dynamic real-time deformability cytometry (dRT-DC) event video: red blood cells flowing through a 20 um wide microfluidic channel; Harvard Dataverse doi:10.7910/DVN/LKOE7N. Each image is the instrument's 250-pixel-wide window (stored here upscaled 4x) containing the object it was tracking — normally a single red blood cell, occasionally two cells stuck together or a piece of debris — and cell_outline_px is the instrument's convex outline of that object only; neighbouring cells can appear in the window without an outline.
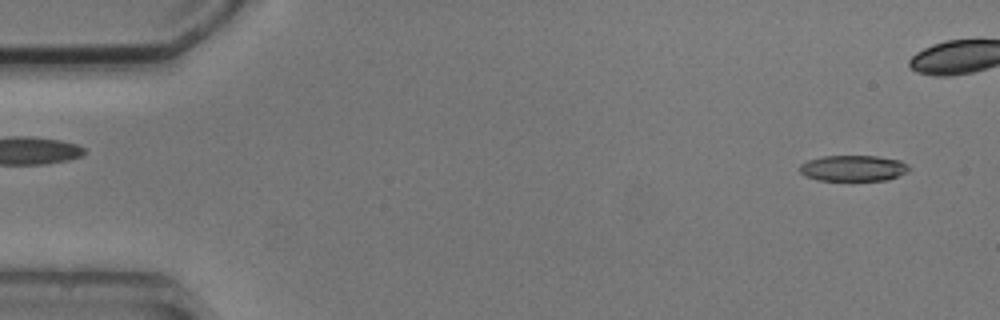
{"species": "common noctule bat (a hibernating species)", "species_latin": "Nyctalus noctula", "temperature_condition": "cold", "stored_images_in_passage": 6, "camera_frame_rate_fps": 3000, "um_per_image_px": 0.085, "animal": {"sex": "male", "body_mass_g": 20.5, "forearm_length_mm": 52.5}, "frame": {"image": 1, "passage_image": 1, "time_ms": 0.0, "image_size_px": [1000, 320], "cell_outline_px": [[908, 172], [888, 180], [816, 180], [804, 176], [800, 172], [800, 164], [808, 160], [824, 156], [876, 156], [900, 160], [908, 164]], "centroid_in_image_um": [72.52, 14.3], "position_along_channel_um": 12.5, "area_um2": 16.53}}